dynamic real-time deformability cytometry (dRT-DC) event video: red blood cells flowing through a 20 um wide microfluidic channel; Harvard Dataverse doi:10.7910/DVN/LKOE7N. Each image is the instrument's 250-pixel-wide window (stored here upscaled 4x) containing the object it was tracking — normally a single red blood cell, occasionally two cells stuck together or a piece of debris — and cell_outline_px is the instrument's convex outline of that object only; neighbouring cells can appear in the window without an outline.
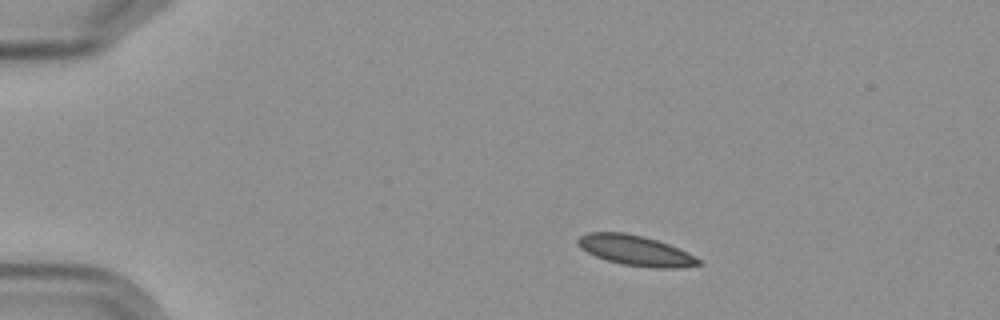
{"species": "Egyptian fruit bat (a non-hibernating species)", "species_latin": "Rousettus aegyptiacus", "temperature_condition": "cold", "stored_images_in_passage": 3, "camera_frame_rate_fps": 3000, "um_per_image_px": 0.085, "frame": {"image": 1, "passage_image": 1, "time_ms": 0.0, "image_size_px": [1000, 320], "cell_outline_px": [[704, 264], [680, 268], [652, 268], [624, 264], [608, 260], [596, 256], [580, 248], [576, 240], [580, 236], [588, 232], [624, 232], [644, 236], [668, 244], [688, 252], [700, 260]], "centroid_in_image_um": [54.04, 21.29], "position_along_channel_um": 31.0, "area_um2": 21.21}}